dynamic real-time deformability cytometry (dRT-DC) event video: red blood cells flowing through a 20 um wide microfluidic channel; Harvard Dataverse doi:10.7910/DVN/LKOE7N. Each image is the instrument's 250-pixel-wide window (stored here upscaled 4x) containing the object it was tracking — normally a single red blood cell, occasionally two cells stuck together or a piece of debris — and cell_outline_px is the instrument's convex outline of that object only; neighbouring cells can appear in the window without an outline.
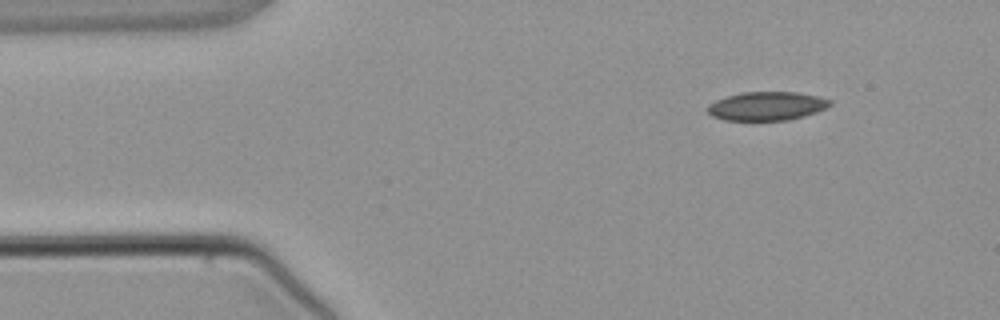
{"species": "common noctule bat (a hibernating species)", "species_latin": "Nyctalus noctula", "temperature_condition": "warm", "stored_images_in_passage": 3, "camera_frame_rate_fps": 3000, "um_per_image_px": 0.085, "animal": {"sex": "male", "body_mass_g": 21.5, "forearm_length_mm": 52.0}, "frame": {"image": 1, "passage_image": 1, "time_ms": 0.0, "image_size_px": [1000, 320], "cell_outline_px": [[832, 104], [816, 112], [804, 116], [788, 120], [724, 120], [712, 116], [704, 108], [708, 104], [716, 100], [740, 92], [796, 92], [820, 96], [832, 100]], "centroid_in_image_um": [65.16, 9.01], "position_along_channel_um": 19.8, "area_um2": 20.58}}
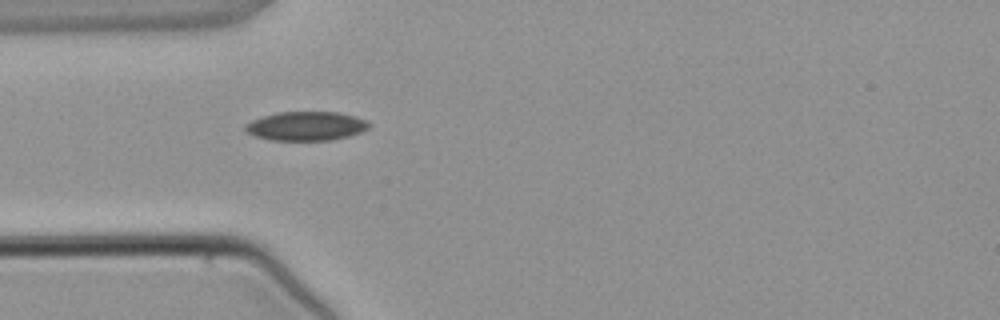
{"frame": {"image": 2, "passage_image": 3, "time_ms": 2.333, "image_size_px": [1000, 320], "cell_outline_px": [[372, 124], [368, 128], [360, 132], [348, 136], [332, 140], [272, 140], [252, 136], [244, 132], [244, 124], [252, 120], [276, 112], [340, 112], [356, 116]], "centroid_in_image_um": [25.98, 10.71], "position_along_channel_um": 59.0, "area_um2": 21.1}}